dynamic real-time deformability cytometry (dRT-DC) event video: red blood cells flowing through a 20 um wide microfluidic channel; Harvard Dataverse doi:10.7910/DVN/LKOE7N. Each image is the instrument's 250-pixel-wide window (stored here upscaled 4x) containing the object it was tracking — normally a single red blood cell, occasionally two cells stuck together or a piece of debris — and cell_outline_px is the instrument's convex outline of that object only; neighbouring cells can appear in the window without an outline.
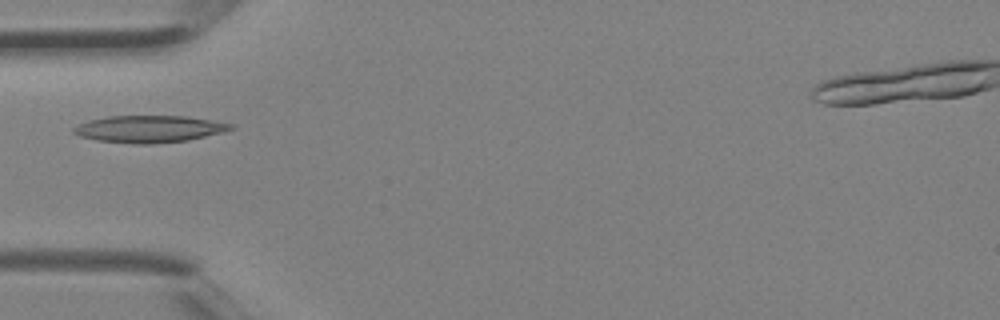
{"species": "Egyptian fruit bat (a non-hibernating species)", "species_latin": "Rousettus aegyptiacus", "temperature_condition": "room temperature", "stored_images_in_passage": 3, "camera_frame_rate_fps": 3000, "um_per_image_px": 0.085, "animal": {"sex": "female"}, "frame": {"image": 1, "passage_image": 3, "time_ms": 0.667, "image_size_px": [1000, 320], "cell_outline_px": [[236, 128], [188, 140], [152, 144], [136, 144], [96, 140], [80, 136], [72, 132], [72, 128], [88, 120], [108, 116], [188, 116], [236, 124]], "centroid_in_image_um": [12.69, 10.96], "position_along_channel_um": 72.3, "area_um2": 24.74}}